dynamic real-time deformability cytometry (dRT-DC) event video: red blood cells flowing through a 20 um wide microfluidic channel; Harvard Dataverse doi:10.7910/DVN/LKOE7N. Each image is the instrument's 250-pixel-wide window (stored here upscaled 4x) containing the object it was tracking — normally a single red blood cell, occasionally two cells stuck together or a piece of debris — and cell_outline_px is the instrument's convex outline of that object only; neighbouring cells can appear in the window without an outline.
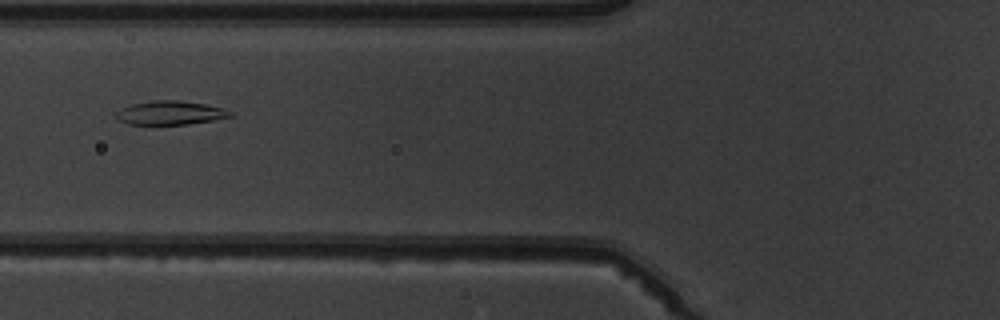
{"species": "common noctule bat (a hibernating species)", "species_latin": "Nyctalus noctula", "temperature_condition": "warm", "stored_images_in_passage": 2, "camera_frame_rate_fps": 3000, "um_per_image_px": 0.085, "animal": {"sex": "male", "body_mass_g": 19.5, "forearm_length_mm": 54.6}, "frame": {"image": 1, "passage_image": 2, "time_ms": 1.0, "image_size_px": [1000, 320], "cell_outline_px": [[236, 116], [188, 124], [128, 124], [120, 120], [116, 116], [116, 112], [120, 108], [128, 104], [152, 100], [176, 100], [204, 104], [224, 108], [236, 112]], "centroid_in_image_um": [14.51, 9.58], "position_along_channel_um": 111.3, "area_um2": 16.01}}